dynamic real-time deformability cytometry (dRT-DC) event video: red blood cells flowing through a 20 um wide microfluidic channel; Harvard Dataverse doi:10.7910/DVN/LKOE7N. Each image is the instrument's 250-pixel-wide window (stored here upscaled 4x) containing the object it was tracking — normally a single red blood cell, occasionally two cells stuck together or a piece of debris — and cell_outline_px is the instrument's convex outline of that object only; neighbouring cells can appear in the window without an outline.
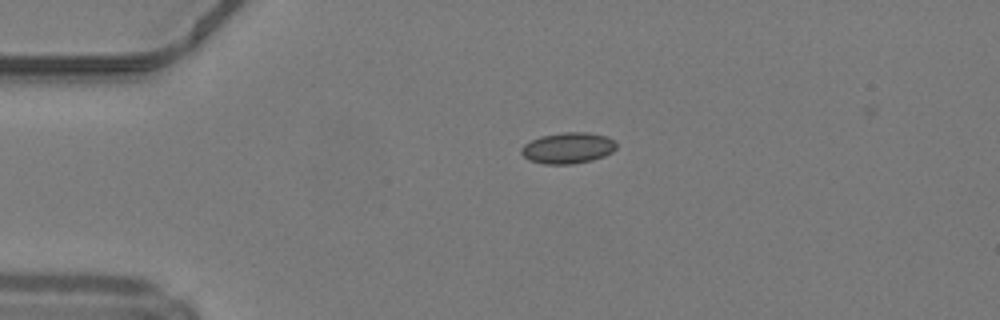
{"species": "common noctule bat (a hibernating species)", "species_latin": "Nyctalus noctula", "temperature_condition": "warm", "stored_images_in_passage": 5, "camera_frame_rate_fps": 3000, "um_per_image_px": 0.085, "animal": {"sex": "male", "body_mass_g": 19.2, "forearm_length_mm": 51.8}, "frame": {"image": 1, "passage_image": 1, "time_ms": 0.0, "image_size_px": [1000, 320], "cell_outline_px": [[616, 148], [612, 152], [604, 156], [592, 160], [572, 164], [544, 164], [528, 160], [520, 152], [520, 148], [524, 144], [540, 136], [564, 132], [588, 132], [608, 136], [616, 140]], "centroid_in_image_um": [48.28, 12.57], "position_along_channel_um": 36.7, "area_um2": 17.4}}